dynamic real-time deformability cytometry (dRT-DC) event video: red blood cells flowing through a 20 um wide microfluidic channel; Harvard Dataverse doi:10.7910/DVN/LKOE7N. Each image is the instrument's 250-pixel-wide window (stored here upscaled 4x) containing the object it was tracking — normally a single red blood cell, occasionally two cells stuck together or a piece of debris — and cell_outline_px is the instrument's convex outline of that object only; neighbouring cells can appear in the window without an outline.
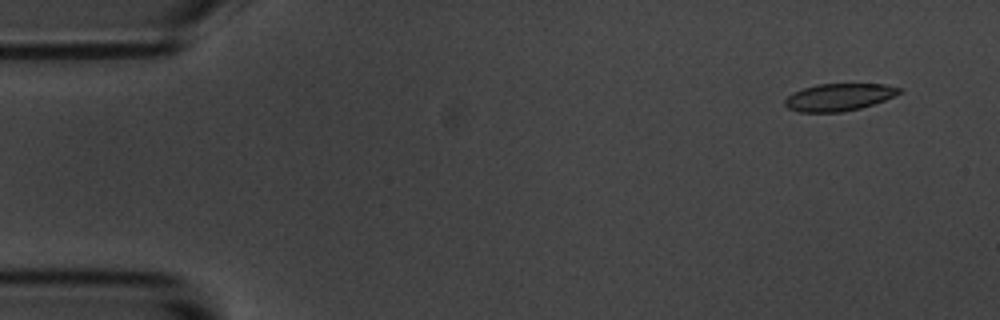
{"species": "common noctule bat (a hibernating species)", "species_latin": "Nyctalus noctula", "temperature_condition": "room temperature", "stored_images_in_passage": 14, "camera_frame_rate_fps": 3000, "um_per_image_px": 0.085, "animal": {"sex": "male", "body_mass_g": 20.1, "forearm_length_mm": 53.5}, "frame": {"image": 1, "passage_image": 1, "time_ms": 0.0, "image_size_px": [1000, 320], "cell_outline_px": [[900, 92], [884, 100], [860, 108], [844, 112], [800, 112], [788, 108], [784, 104], [784, 100], [792, 92], [816, 84], [884, 84], [900, 88]], "centroid_in_image_um": [71.25, 8.26], "position_along_channel_um": 13.8, "area_um2": 18.03}}
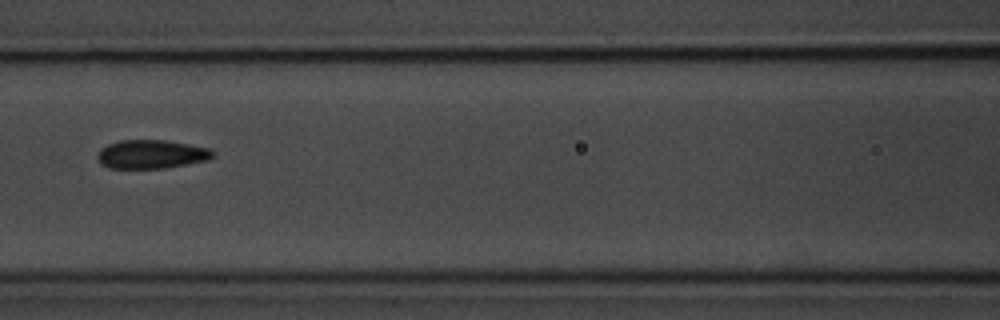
{"frame": {"image": 2, "passage_image": 6, "time_ms": 7.0, "image_size_px": [1000, 320], "cell_outline_px": [[216, 156], [208, 160], [164, 168], [108, 168], [100, 164], [96, 156], [100, 148], [108, 144], [120, 140], [164, 140], [188, 144], [208, 148]], "centroid_in_image_um": [12.82, 13.11], "position_along_channel_um": 153.8, "area_um2": 19.31}}
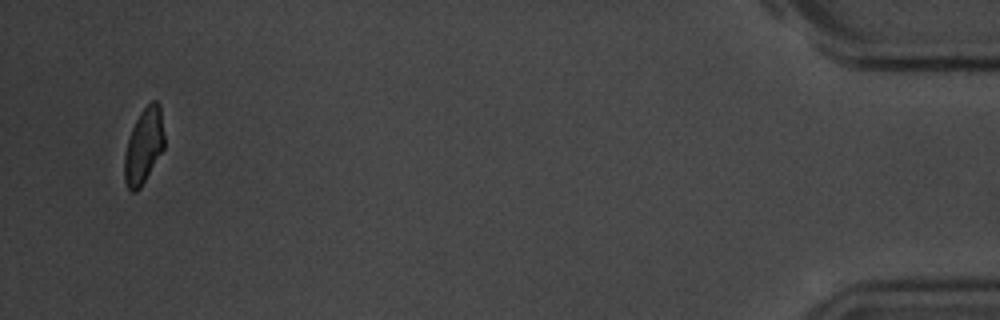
{"frame": {"image": 3, "passage_image": 14, "time_ms": 17.0, "image_size_px": [1000, 320], "cell_outline_px": [[164, 148], [140, 188], [136, 192], [132, 192], [128, 188], [124, 180], [124, 156], [128, 140], [132, 128], [140, 112], [152, 100], [156, 100], [160, 104], [164, 132]], "centroid_in_image_um": [12.22, 12.4], "position_along_channel_um": 423.0, "area_um2": 17.46}, "authors_computed_cell_mechanics": {"area_um2": 19.1607, "velocity_mm_per_s": 3.5206, "shape_relaxation_time_tau1_ms": 3.093, "shape_relaxation_time_tau2_ms": null, "deformation_change_tau1": 0.0866, "deformation_change_tau2": null}}